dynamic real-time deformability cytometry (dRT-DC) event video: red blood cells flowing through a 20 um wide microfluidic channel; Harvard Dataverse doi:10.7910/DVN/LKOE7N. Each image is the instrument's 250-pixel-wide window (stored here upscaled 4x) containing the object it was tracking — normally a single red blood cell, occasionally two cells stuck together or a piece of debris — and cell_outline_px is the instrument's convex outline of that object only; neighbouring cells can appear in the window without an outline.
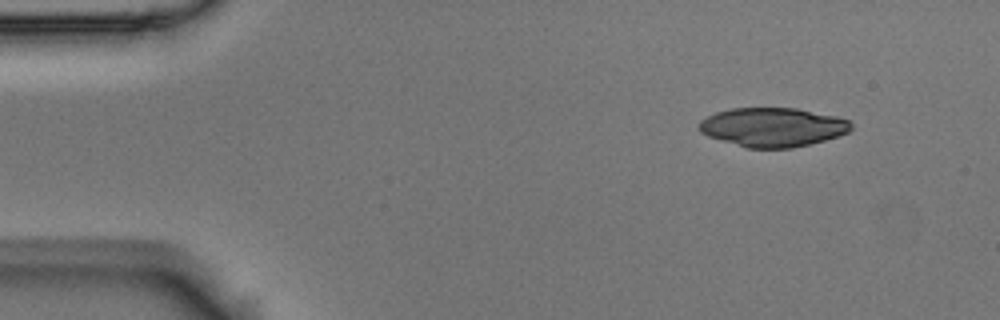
{"species": "Egyptian fruit bat (a non-hibernating species)", "species_latin": "Rousettus aegyptiacus", "temperature_condition": "room temperature", "stored_images_in_passage": 4, "camera_frame_rate_fps": 3000, "um_per_image_px": 0.085, "animal": {"sex": "male"}, "frame": {"image": 1, "passage_image": 1, "time_ms": 0.0, "image_size_px": [1000, 320], "cell_outline_px": [[852, 128], [848, 132], [824, 140], [792, 148], [748, 148], [708, 136], [700, 132], [696, 124], [700, 120], [716, 112], [732, 108], [796, 108], [836, 116], [848, 120], [852, 124]], "centroid_in_image_um": [65.65, 10.8], "position_along_channel_um": 19.3, "area_um2": 34.45}}